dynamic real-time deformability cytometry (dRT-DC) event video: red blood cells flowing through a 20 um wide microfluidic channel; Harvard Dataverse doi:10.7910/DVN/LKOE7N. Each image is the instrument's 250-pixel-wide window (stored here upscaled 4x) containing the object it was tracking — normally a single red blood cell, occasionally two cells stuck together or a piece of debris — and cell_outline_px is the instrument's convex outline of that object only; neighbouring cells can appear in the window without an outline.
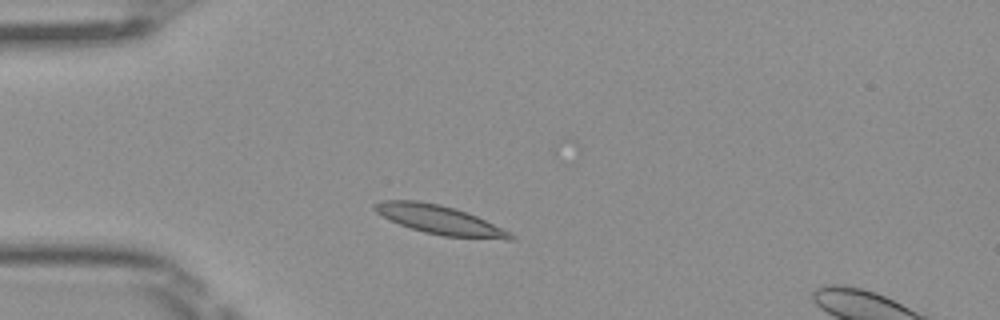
{"species": "Egyptian fruit bat (a non-hibernating species)", "species_latin": "Rousettus aegyptiacus", "temperature_condition": "room temperature", "stored_images_in_passage": 39, "camera_frame_rate_fps": 3000, "um_per_image_px": 0.085, "frame": {"image": 1, "passage_image": 1, "time_ms": 0.0, "image_size_px": [1000, 320], "cell_outline_px": [[516, 240], [504, 240], [444, 236], [424, 232], [400, 224], [376, 212], [372, 208], [372, 204], [384, 200], [416, 200], [440, 204], [456, 208], [476, 216], [512, 232], [516, 236]], "centroid_in_image_um": [37.44, 18.69], "position_along_channel_um": 47.6, "area_um2": 22.95}}
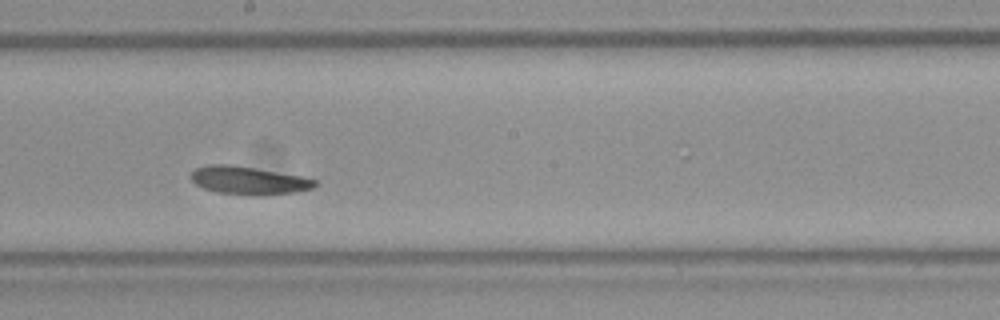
{"frame": {"image": 2, "passage_image": 16, "time_ms": 5.0, "image_size_px": [1000, 320], "cell_outline_px": [[316, 184], [312, 188], [296, 192], [260, 196], [252, 196], [216, 192], [204, 188], [196, 184], [192, 180], [192, 172], [196, 168], [208, 164], [232, 164], [256, 168], [300, 176], [316, 180]], "centroid_in_image_um": [21.12, 15.34], "position_along_channel_um": 227.1, "area_um2": 20.29}}
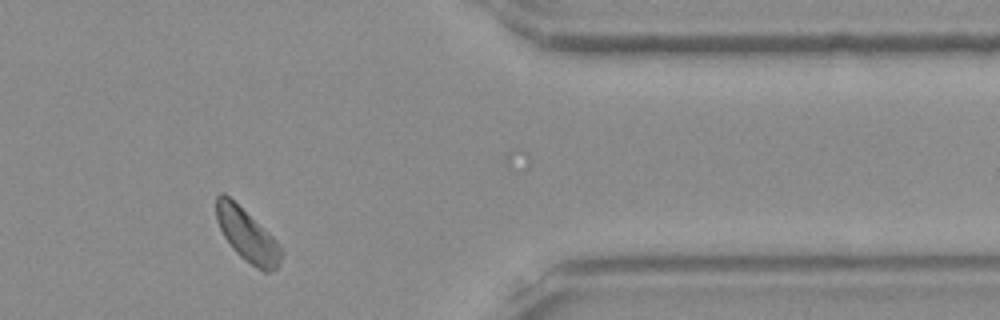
{"frame": {"image": 3, "passage_image": 30, "time_ms": 9.667, "image_size_px": [1000, 320], "cell_outline_px": [[284, 252], [280, 264], [272, 272], [264, 272], [256, 268], [244, 260], [232, 248], [224, 236], [216, 220], [216, 196], [220, 192], [224, 192], [268, 232], [280, 244]], "centroid_in_image_um": [21.03, 20.02], "position_along_channel_um": 390.4, "area_um2": 20.0}, "authors_computed_cell_mechanics": {"area_um2": 20.519, "velocity_mm_per_s": 3.9482, "shape_relaxation_time_tau1_ms": 2.2412, "shape_relaxation_time_tau2_ms": 3.7574, "deformation_change_tau1": 0.0814, "deformation_change_tau2": 0.0897}}